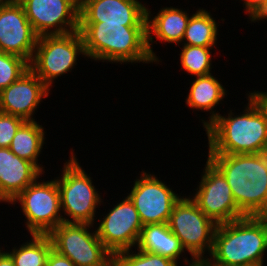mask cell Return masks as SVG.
<instances>
[{"mask_svg":"<svg viewBox=\"0 0 267 266\" xmlns=\"http://www.w3.org/2000/svg\"><path fill=\"white\" fill-rule=\"evenodd\" d=\"M207 159L224 175L245 216H267V152L208 154Z\"/></svg>","mask_w":267,"mask_h":266,"instance_id":"cell-1","label":"cell"},{"mask_svg":"<svg viewBox=\"0 0 267 266\" xmlns=\"http://www.w3.org/2000/svg\"><path fill=\"white\" fill-rule=\"evenodd\" d=\"M223 85L212 74L197 76L191 83L186 104L191 109L210 111L209 120H202L203 127L206 129L220 114L214 110L224 97L227 95Z\"/></svg>","mask_w":267,"mask_h":266,"instance_id":"cell-19","label":"cell"},{"mask_svg":"<svg viewBox=\"0 0 267 266\" xmlns=\"http://www.w3.org/2000/svg\"><path fill=\"white\" fill-rule=\"evenodd\" d=\"M137 210L141 222L147 224L168 223L174 205L181 199L155 174L141 172L128 195Z\"/></svg>","mask_w":267,"mask_h":266,"instance_id":"cell-11","label":"cell"},{"mask_svg":"<svg viewBox=\"0 0 267 266\" xmlns=\"http://www.w3.org/2000/svg\"><path fill=\"white\" fill-rule=\"evenodd\" d=\"M213 48L183 45L179 54L182 69L194 77L211 74L212 52L210 50Z\"/></svg>","mask_w":267,"mask_h":266,"instance_id":"cell-24","label":"cell"},{"mask_svg":"<svg viewBox=\"0 0 267 266\" xmlns=\"http://www.w3.org/2000/svg\"><path fill=\"white\" fill-rule=\"evenodd\" d=\"M0 266H15L13 259L5 251L0 255Z\"/></svg>","mask_w":267,"mask_h":266,"instance_id":"cell-31","label":"cell"},{"mask_svg":"<svg viewBox=\"0 0 267 266\" xmlns=\"http://www.w3.org/2000/svg\"><path fill=\"white\" fill-rule=\"evenodd\" d=\"M88 223L62 222L48 236L53 249L76 266H114V255L93 232ZM92 231V232H90Z\"/></svg>","mask_w":267,"mask_h":266,"instance_id":"cell-7","label":"cell"},{"mask_svg":"<svg viewBox=\"0 0 267 266\" xmlns=\"http://www.w3.org/2000/svg\"><path fill=\"white\" fill-rule=\"evenodd\" d=\"M44 127L37 121H25L12 139L10 150L19 158L32 162L42 173H45L38 157L45 144Z\"/></svg>","mask_w":267,"mask_h":266,"instance_id":"cell-21","label":"cell"},{"mask_svg":"<svg viewBox=\"0 0 267 266\" xmlns=\"http://www.w3.org/2000/svg\"><path fill=\"white\" fill-rule=\"evenodd\" d=\"M49 91L43 81L29 69L0 92V112L25 121H35L33 114L41 100L49 96Z\"/></svg>","mask_w":267,"mask_h":266,"instance_id":"cell-15","label":"cell"},{"mask_svg":"<svg viewBox=\"0 0 267 266\" xmlns=\"http://www.w3.org/2000/svg\"><path fill=\"white\" fill-rule=\"evenodd\" d=\"M38 37L18 0L0 3V52L20 56L30 63Z\"/></svg>","mask_w":267,"mask_h":266,"instance_id":"cell-14","label":"cell"},{"mask_svg":"<svg viewBox=\"0 0 267 266\" xmlns=\"http://www.w3.org/2000/svg\"><path fill=\"white\" fill-rule=\"evenodd\" d=\"M210 12L198 9L190 16L182 45L215 47L218 35V26Z\"/></svg>","mask_w":267,"mask_h":266,"instance_id":"cell-22","label":"cell"},{"mask_svg":"<svg viewBox=\"0 0 267 266\" xmlns=\"http://www.w3.org/2000/svg\"><path fill=\"white\" fill-rule=\"evenodd\" d=\"M184 262L185 265L189 264V266H206L204 262H196L195 260L189 262L187 258H184Z\"/></svg>","mask_w":267,"mask_h":266,"instance_id":"cell-32","label":"cell"},{"mask_svg":"<svg viewBox=\"0 0 267 266\" xmlns=\"http://www.w3.org/2000/svg\"><path fill=\"white\" fill-rule=\"evenodd\" d=\"M136 249L159 254L177 262L185 252L179 238L171 232L167 223L144 225Z\"/></svg>","mask_w":267,"mask_h":266,"instance_id":"cell-20","label":"cell"},{"mask_svg":"<svg viewBox=\"0 0 267 266\" xmlns=\"http://www.w3.org/2000/svg\"><path fill=\"white\" fill-rule=\"evenodd\" d=\"M206 266H257V265H230V264H223V263H205Z\"/></svg>","mask_w":267,"mask_h":266,"instance_id":"cell-33","label":"cell"},{"mask_svg":"<svg viewBox=\"0 0 267 266\" xmlns=\"http://www.w3.org/2000/svg\"><path fill=\"white\" fill-rule=\"evenodd\" d=\"M31 240L19 247H13L7 253L11 256L15 266H46L49 252L53 248L48 234H31Z\"/></svg>","mask_w":267,"mask_h":266,"instance_id":"cell-23","label":"cell"},{"mask_svg":"<svg viewBox=\"0 0 267 266\" xmlns=\"http://www.w3.org/2000/svg\"><path fill=\"white\" fill-rule=\"evenodd\" d=\"M167 224L179 238L185 251L191 255L190 260L204 262V254L210 256L217 225L190 197L182 196L174 205Z\"/></svg>","mask_w":267,"mask_h":266,"instance_id":"cell-8","label":"cell"},{"mask_svg":"<svg viewBox=\"0 0 267 266\" xmlns=\"http://www.w3.org/2000/svg\"><path fill=\"white\" fill-rule=\"evenodd\" d=\"M79 55L86 57L84 41L79 31L42 35L38 37L29 67L50 89L55 78L71 72L77 65Z\"/></svg>","mask_w":267,"mask_h":266,"instance_id":"cell-6","label":"cell"},{"mask_svg":"<svg viewBox=\"0 0 267 266\" xmlns=\"http://www.w3.org/2000/svg\"><path fill=\"white\" fill-rule=\"evenodd\" d=\"M243 114H219L205 129L208 154H252L267 152V119L249 95Z\"/></svg>","mask_w":267,"mask_h":266,"instance_id":"cell-3","label":"cell"},{"mask_svg":"<svg viewBox=\"0 0 267 266\" xmlns=\"http://www.w3.org/2000/svg\"><path fill=\"white\" fill-rule=\"evenodd\" d=\"M191 199L216 225L245 217L238 209L224 175L207 159Z\"/></svg>","mask_w":267,"mask_h":266,"instance_id":"cell-10","label":"cell"},{"mask_svg":"<svg viewBox=\"0 0 267 266\" xmlns=\"http://www.w3.org/2000/svg\"><path fill=\"white\" fill-rule=\"evenodd\" d=\"M24 122L20 117L0 112V148L10 147L13 137Z\"/></svg>","mask_w":267,"mask_h":266,"instance_id":"cell-27","label":"cell"},{"mask_svg":"<svg viewBox=\"0 0 267 266\" xmlns=\"http://www.w3.org/2000/svg\"><path fill=\"white\" fill-rule=\"evenodd\" d=\"M30 69L29 62L17 55L0 52V92Z\"/></svg>","mask_w":267,"mask_h":266,"instance_id":"cell-26","label":"cell"},{"mask_svg":"<svg viewBox=\"0 0 267 266\" xmlns=\"http://www.w3.org/2000/svg\"><path fill=\"white\" fill-rule=\"evenodd\" d=\"M88 59L112 63H156L147 46V26L79 22Z\"/></svg>","mask_w":267,"mask_h":266,"instance_id":"cell-2","label":"cell"},{"mask_svg":"<svg viewBox=\"0 0 267 266\" xmlns=\"http://www.w3.org/2000/svg\"><path fill=\"white\" fill-rule=\"evenodd\" d=\"M137 250V253L136 249L135 253L132 249L117 253L114 256V266H178V262L170 258L139 249Z\"/></svg>","mask_w":267,"mask_h":266,"instance_id":"cell-25","label":"cell"},{"mask_svg":"<svg viewBox=\"0 0 267 266\" xmlns=\"http://www.w3.org/2000/svg\"><path fill=\"white\" fill-rule=\"evenodd\" d=\"M251 22L267 20V0H243Z\"/></svg>","mask_w":267,"mask_h":266,"instance_id":"cell-28","label":"cell"},{"mask_svg":"<svg viewBox=\"0 0 267 266\" xmlns=\"http://www.w3.org/2000/svg\"><path fill=\"white\" fill-rule=\"evenodd\" d=\"M38 36L79 30L80 0H18Z\"/></svg>","mask_w":267,"mask_h":266,"instance_id":"cell-12","label":"cell"},{"mask_svg":"<svg viewBox=\"0 0 267 266\" xmlns=\"http://www.w3.org/2000/svg\"><path fill=\"white\" fill-rule=\"evenodd\" d=\"M151 11L147 6V46L148 51L154 61L158 64L159 57L153 52V48L151 47L154 42V36L157 40L181 44L184 33L190 19L189 14L183 9H179L176 7H163L160 11L151 18Z\"/></svg>","mask_w":267,"mask_h":266,"instance_id":"cell-18","label":"cell"},{"mask_svg":"<svg viewBox=\"0 0 267 266\" xmlns=\"http://www.w3.org/2000/svg\"><path fill=\"white\" fill-rule=\"evenodd\" d=\"M46 266H76L69 258L59 254L53 248L48 254Z\"/></svg>","mask_w":267,"mask_h":266,"instance_id":"cell-29","label":"cell"},{"mask_svg":"<svg viewBox=\"0 0 267 266\" xmlns=\"http://www.w3.org/2000/svg\"><path fill=\"white\" fill-rule=\"evenodd\" d=\"M63 165L62 177L56 179L60 190L61 211L64 222L94 224L97 207L103 202L92 178L79 165L74 153ZM71 220H70V219Z\"/></svg>","mask_w":267,"mask_h":266,"instance_id":"cell-5","label":"cell"},{"mask_svg":"<svg viewBox=\"0 0 267 266\" xmlns=\"http://www.w3.org/2000/svg\"><path fill=\"white\" fill-rule=\"evenodd\" d=\"M42 174L32 162L19 158L10 148H0V202L10 204Z\"/></svg>","mask_w":267,"mask_h":266,"instance_id":"cell-17","label":"cell"},{"mask_svg":"<svg viewBox=\"0 0 267 266\" xmlns=\"http://www.w3.org/2000/svg\"><path fill=\"white\" fill-rule=\"evenodd\" d=\"M266 252L267 216H245L217 225L210 259L206 255L204 263L264 266Z\"/></svg>","mask_w":267,"mask_h":266,"instance_id":"cell-4","label":"cell"},{"mask_svg":"<svg viewBox=\"0 0 267 266\" xmlns=\"http://www.w3.org/2000/svg\"><path fill=\"white\" fill-rule=\"evenodd\" d=\"M98 219V238L115 256L117 253L136 247L143 224L129 197H125L109 210L106 216Z\"/></svg>","mask_w":267,"mask_h":266,"instance_id":"cell-13","label":"cell"},{"mask_svg":"<svg viewBox=\"0 0 267 266\" xmlns=\"http://www.w3.org/2000/svg\"><path fill=\"white\" fill-rule=\"evenodd\" d=\"M1 249H3V248H0V255L4 252L3 250H1Z\"/></svg>","mask_w":267,"mask_h":266,"instance_id":"cell-34","label":"cell"},{"mask_svg":"<svg viewBox=\"0 0 267 266\" xmlns=\"http://www.w3.org/2000/svg\"><path fill=\"white\" fill-rule=\"evenodd\" d=\"M37 180L20 192L10 203L12 205L16 202L20 203L30 235L49 234L63 222L60 190L56 178L43 182Z\"/></svg>","mask_w":267,"mask_h":266,"instance_id":"cell-9","label":"cell"},{"mask_svg":"<svg viewBox=\"0 0 267 266\" xmlns=\"http://www.w3.org/2000/svg\"><path fill=\"white\" fill-rule=\"evenodd\" d=\"M79 22L147 26V6L138 0H80Z\"/></svg>","mask_w":267,"mask_h":266,"instance_id":"cell-16","label":"cell"},{"mask_svg":"<svg viewBox=\"0 0 267 266\" xmlns=\"http://www.w3.org/2000/svg\"><path fill=\"white\" fill-rule=\"evenodd\" d=\"M251 97V99L258 105L260 110L264 113L265 118L267 119V92H259V91H254V92H249L247 94Z\"/></svg>","mask_w":267,"mask_h":266,"instance_id":"cell-30","label":"cell"}]
</instances>
